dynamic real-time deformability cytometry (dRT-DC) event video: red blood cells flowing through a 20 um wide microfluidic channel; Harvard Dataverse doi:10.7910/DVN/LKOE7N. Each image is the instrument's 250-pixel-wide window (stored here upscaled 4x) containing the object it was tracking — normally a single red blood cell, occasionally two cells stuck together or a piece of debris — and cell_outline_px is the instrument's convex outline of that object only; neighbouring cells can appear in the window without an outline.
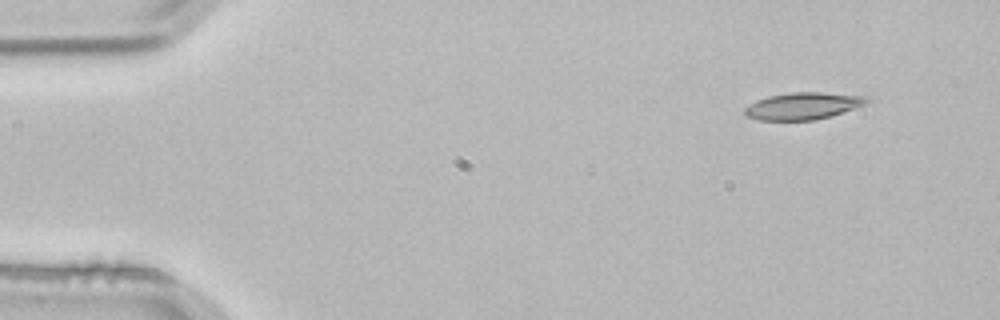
{"species": "common noctule bat (a hibernating species)", "species_latin": "Nyctalus noctula", "temperature_condition": "room temperature", "stored_images_in_passage": 3, "camera_frame_rate_fps": 3000, "um_per_image_px": 0.085, "animal": {"sex": "male", "body_mass_g": 21.5, "forearm_length_mm": 52.0}, "frame": {"image": 1, "passage_image": 1, "time_ms": 0.0, "image_size_px": [1000, 320], "cell_outline_px": [[872, 100], [864, 104], [828, 116], [812, 120], [760, 120], [744, 116], [744, 108], [756, 100], [768, 96], [792, 92], [820, 92], [872, 96]], "centroid_in_image_um": [68.24, 8.99], "position_along_channel_um": 16.8, "area_um2": 19.13}}
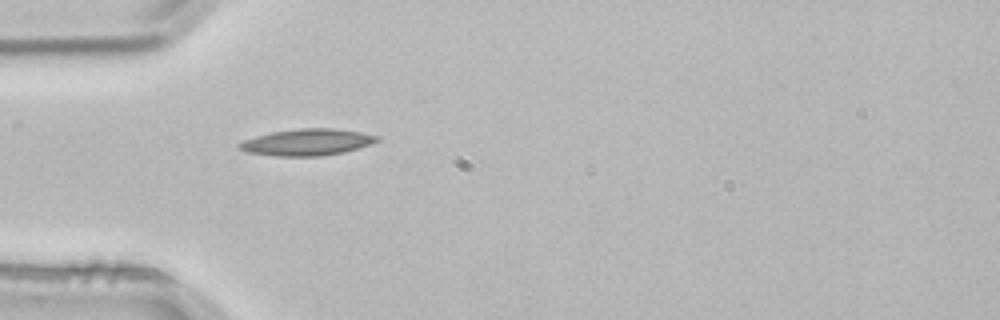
{"frame": {"image": 2, "passage_image": 3, "time_ms": 0.667, "image_size_px": [1000, 320], "cell_outline_px": [[380, 140], [344, 152], [320, 156], [276, 156], [248, 152], [236, 148], [236, 144], [244, 140], [256, 136], [272, 132], [300, 128], [332, 128], [360, 132], [380, 136]], "centroid_in_image_um": [26.07, 12.08], "position_along_channel_um": 58.9, "area_um2": 21.21}}